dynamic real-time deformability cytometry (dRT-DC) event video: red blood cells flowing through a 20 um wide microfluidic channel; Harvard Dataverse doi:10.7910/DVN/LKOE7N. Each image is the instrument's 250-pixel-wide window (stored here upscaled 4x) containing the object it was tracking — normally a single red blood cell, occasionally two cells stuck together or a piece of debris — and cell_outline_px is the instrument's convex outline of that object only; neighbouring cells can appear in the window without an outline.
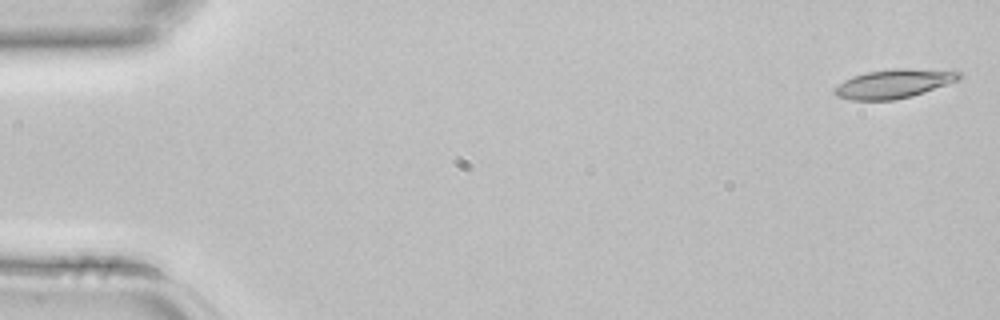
{"species": "common noctule bat (a hibernating species)", "species_latin": "Nyctalus noctula", "temperature_condition": "room temperature", "stored_images_in_passage": 3, "camera_frame_rate_fps": 3000, "um_per_image_px": 0.085, "animal": {"sex": "female", "body_mass_g": 22.7, "forearm_length_mm": 54.2}, "frame": {"image": 1, "passage_image": 1, "time_ms": 0.0, "image_size_px": [1000, 320], "cell_outline_px": [[964, 76], [956, 80], [912, 96], [896, 100], [852, 100], [836, 96], [832, 92], [832, 88], [844, 80], [852, 76], [868, 72], [892, 68], [956, 68]], "centroid_in_image_um": [76.02, 7.08], "position_along_channel_um": 9.0, "area_um2": 21.56}}
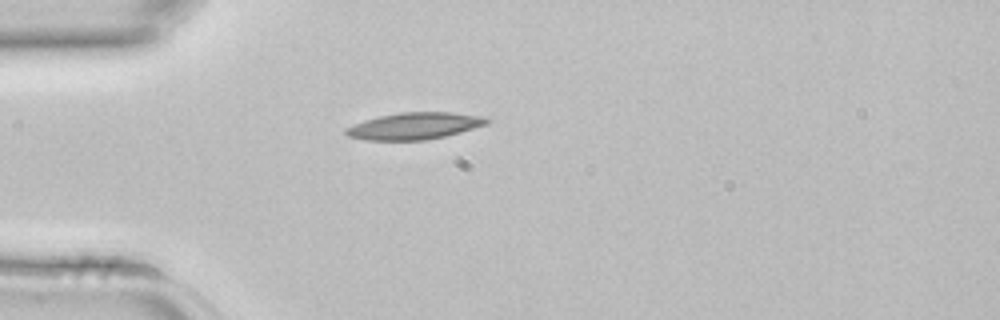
{"frame": {"image": 2, "passage_image": 3, "time_ms": 0.667, "image_size_px": [1000, 320], "cell_outline_px": [[488, 124], [460, 132], [444, 136], [424, 140], [364, 140], [348, 136], [344, 132], [344, 128], [364, 120], [380, 116], [400, 112], [452, 112], [484, 116], [488, 120]], "centroid_in_image_um": [35.21, 10.7], "position_along_channel_um": 49.8, "area_um2": 21.96}}